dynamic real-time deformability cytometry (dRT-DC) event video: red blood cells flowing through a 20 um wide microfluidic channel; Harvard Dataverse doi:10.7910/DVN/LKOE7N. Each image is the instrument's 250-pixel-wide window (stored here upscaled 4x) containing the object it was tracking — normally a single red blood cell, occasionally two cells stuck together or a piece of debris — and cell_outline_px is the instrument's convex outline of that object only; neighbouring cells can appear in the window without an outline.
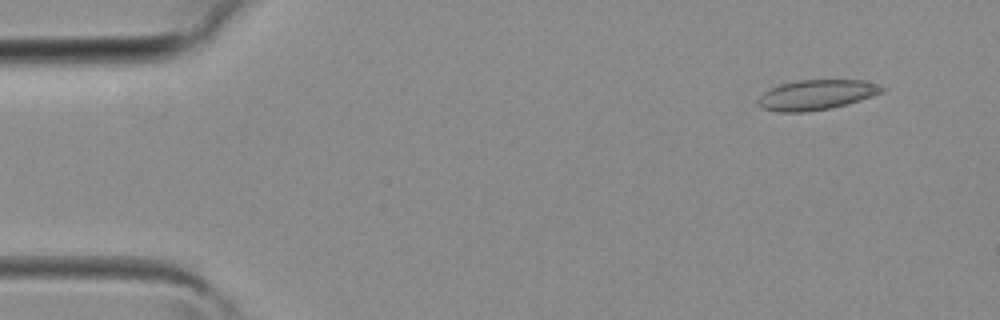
{"species": "common noctule bat (a hibernating species)", "species_latin": "Nyctalus noctula", "temperature_condition": "room temperature", "stored_images_in_passage": 6, "camera_frame_rate_fps": 3000, "um_per_image_px": 0.085, "animal": {"sex": "female", "body_mass_g": 19.3, "forearm_length_mm": 54.1}, "frame": {"image": 1, "passage_image": 3, "time_ms": 0.667, "image_size_px": [1000, 320], "cell_outline_px": [[888, 88], [884, 92], [860, 100], [832, 108], [804, 112], [780, 112], [764, 108], [756, 104], [756, 100], [764, 92], [780, 84], [800, 80], [864, 80], [880, 84]], "centroid_in_image_um": [69.44, 8.05], "position_along_channel_um": 15.6, "area_um2": 21.79}}